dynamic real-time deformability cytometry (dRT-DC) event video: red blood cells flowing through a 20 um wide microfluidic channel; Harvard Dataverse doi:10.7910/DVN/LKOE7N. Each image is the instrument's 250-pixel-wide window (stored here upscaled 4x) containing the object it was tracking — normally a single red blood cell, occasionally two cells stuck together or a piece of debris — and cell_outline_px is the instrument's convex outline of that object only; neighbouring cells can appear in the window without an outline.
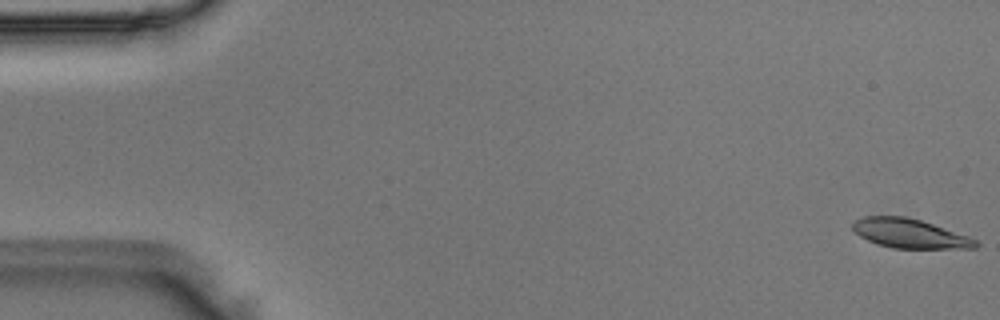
{"species": "Egyptian fruit bat (a non-hibernating species)", "species_latin": "Rousettus aegyptiacus", "temperature_condition": "room temperature", "stored_images_in_passage": 14, "camera_frame_rate_fps": 3000, "um_per_image_px": 0.085, "animal": {"sex": "male"}, "frame": {"image": 1, "passage_image": 1, "time_ms": 0.0, "image_size_px": [1000, 320], "cell_outline_px": [[980, 244], [976, 248], [892, 248], [876, 244], [860, 236], [852, 228], [852, 220], [864, 216], [904, 216], [920, 220], [968, 236], [976, 240]], "centroid_in_image_um": [77.29, 19.84], "position_along_channel_um": 7.7, "area_um2": 20.87}}